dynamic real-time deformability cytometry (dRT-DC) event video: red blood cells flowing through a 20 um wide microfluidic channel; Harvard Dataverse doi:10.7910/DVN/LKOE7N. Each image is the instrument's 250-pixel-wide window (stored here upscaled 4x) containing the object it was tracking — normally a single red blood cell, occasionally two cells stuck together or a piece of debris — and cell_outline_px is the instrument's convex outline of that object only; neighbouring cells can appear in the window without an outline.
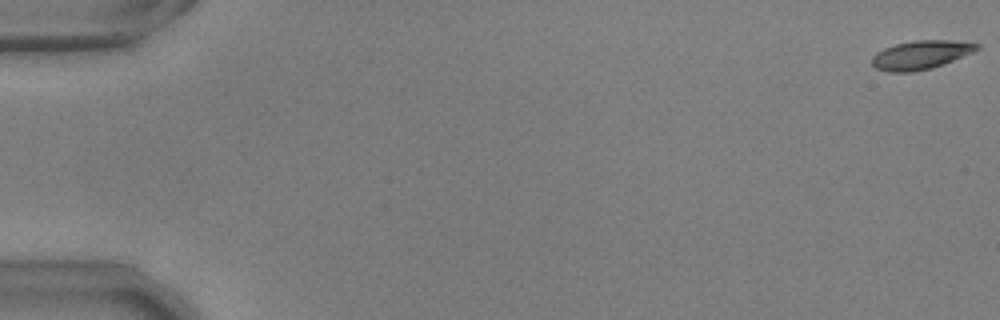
{"species": "common noctule bat (a hibernating species)", "species_latin": "Nyctalus noctula", "temperature_condition": "warm", "stored_images_in_passage": 5, "camera_frame_rate_fps": 3000, "um_per_image_px": 0.085, "animal": {"sex": "male", "body_mass_g": 17.9, "forearm_length_mm": 54.2}, "frame": {"image": 1, "passage_image": 1, "time_ms": 0.0, "image_size_px": [1000, 320], "cell_outline_px": [[980, 48], [972, 52], [944, 64], [932, 68], [912, 72], [884, 72], [876, 68], [872, 64], [872, 56], [876, 52], [884, 48], [896, 44], [916, 40], [948, 40], [980, 44]], "centroid_in_image_um": [78.23, 4.67], "position_along_channel_um": 6.8, "area_um2": 17.51}}